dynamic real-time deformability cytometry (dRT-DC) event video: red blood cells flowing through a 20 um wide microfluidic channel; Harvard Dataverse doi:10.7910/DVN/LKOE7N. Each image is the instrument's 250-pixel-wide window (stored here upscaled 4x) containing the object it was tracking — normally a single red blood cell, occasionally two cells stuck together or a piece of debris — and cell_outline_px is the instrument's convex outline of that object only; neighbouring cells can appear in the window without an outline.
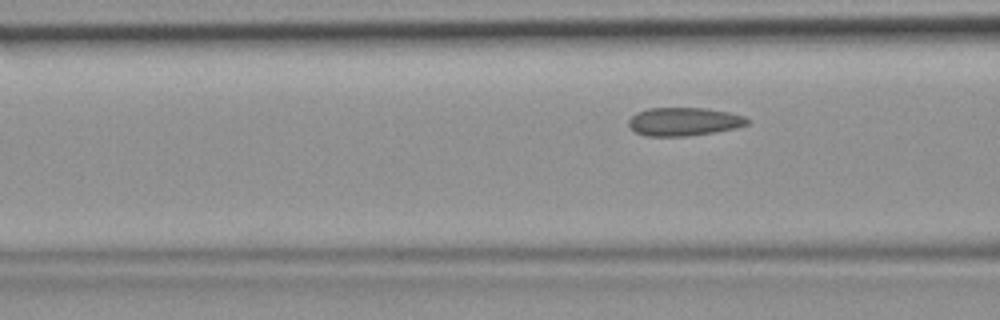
{"species": "common noctule bat (a hibernating species)", "species_latin": "Nyctalus noctula", "temperature_condition": "room temperature", "stored_images_in_passage": 5, "camera_frame_rate_fps": 3000, "um_per_image_px": 0.085, "animal": {"sex": "female", "body_mass_g": 19.9}, "frame": {"image": 1, "passage_image": 3, "time_ms": 0.667, "image_size_px": [1000, 320], "cell_outline_px": [[748, 124], [736, 128], [712, 132], [684, 136], [648, 136], [636, 132], [628, 124], [628, 120], [636, 112], [648, 108], [708, 108], [728, 112], [744, 116], [748, 120]], "centroid_in_image_um": [58.12, 10.32], "position_along_channel_um": 108.5, "area_um2": 19.42}}